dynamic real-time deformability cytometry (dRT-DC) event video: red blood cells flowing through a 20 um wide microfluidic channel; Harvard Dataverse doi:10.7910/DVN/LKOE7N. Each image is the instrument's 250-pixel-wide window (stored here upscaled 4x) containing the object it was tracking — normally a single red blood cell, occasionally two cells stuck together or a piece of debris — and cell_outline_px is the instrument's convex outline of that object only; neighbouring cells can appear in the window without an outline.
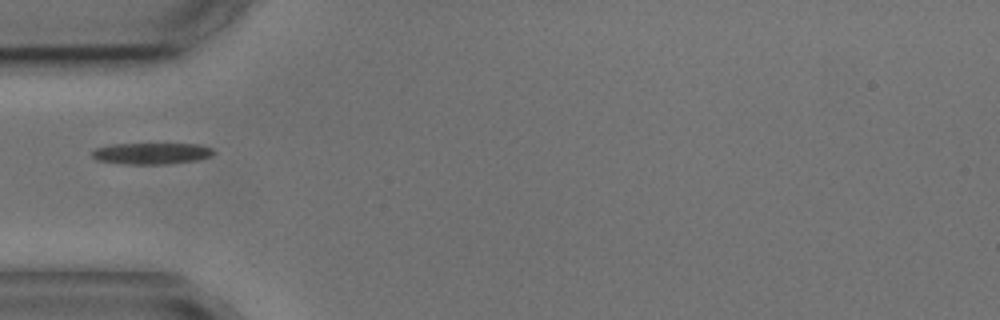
{"species": "common noctule bat (a hibernating species)", "species_latin": "Nyctalus noctula", "temperature_condition": "cold", "stored_images_in_passage": 1, "camera_frame_rate_fps": 3000, "um_per_image_px": 0.085, "animal": {"sex": "male", "body_mass_g": 17.9, "forearm_length_mm": 54.2}, "frame": {"image": 1, "passage_image": 1, "time_ms": 0.0, "image_size_px": [1000, 320], "cell_outline_px": [[216, 152], [212, 156], [196, 160], [164, 164], [120, 164], [96, 160], [92, 156], [92, 152], [96, 148], [112, 144], [200, 144], [212, 148]], "centroid_in_image_um": [12.89, 13.04], "position_along_channel_um": 72.1, "area_um2": 15.2}}